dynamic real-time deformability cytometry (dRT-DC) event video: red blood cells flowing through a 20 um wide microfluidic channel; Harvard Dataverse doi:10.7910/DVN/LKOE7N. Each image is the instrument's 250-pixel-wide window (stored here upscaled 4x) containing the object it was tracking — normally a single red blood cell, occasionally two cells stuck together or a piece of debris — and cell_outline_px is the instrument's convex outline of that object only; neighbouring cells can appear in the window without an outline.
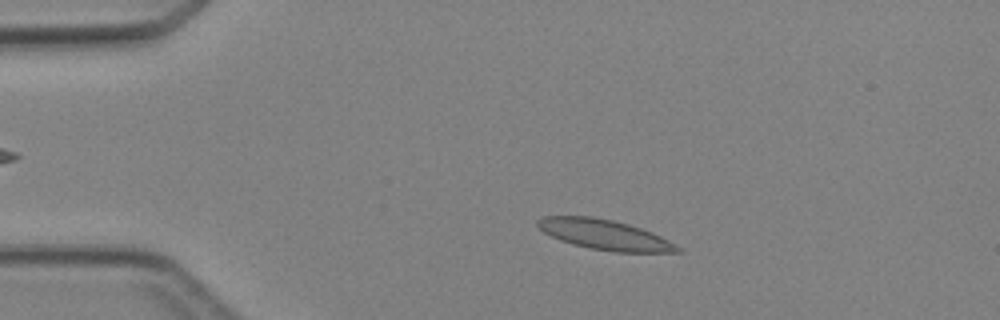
{"species": "Egyptian fruit bat (a non-hibernating species)", "species_latin": "Rousettus aegyptiacus", "temperature_condition": "cold", "stored_images_in_passage": 3, "camera_frame_rate_fps": 3000, "um_per_image_px": 0.085, "animal": {"sex": "female"}, "frame": {"image": 1, "passage_image": 2, "time_ms": 1.333, "image_size_px": [1000, 320], "cell_outline_px": [[684, 252], [616, 252], [588, 248], [572, 244], [560, 240], [544, 232], [536, 224], [536, 220], [544, 216], [592, 216], [612, 220], [628, 224], [652, 232], [668, 240], [680, 248]], "centroid_in_image_um": [51.38, 19.94], "position_along_channel_um": 33.6, "area_um2": 24.39}}